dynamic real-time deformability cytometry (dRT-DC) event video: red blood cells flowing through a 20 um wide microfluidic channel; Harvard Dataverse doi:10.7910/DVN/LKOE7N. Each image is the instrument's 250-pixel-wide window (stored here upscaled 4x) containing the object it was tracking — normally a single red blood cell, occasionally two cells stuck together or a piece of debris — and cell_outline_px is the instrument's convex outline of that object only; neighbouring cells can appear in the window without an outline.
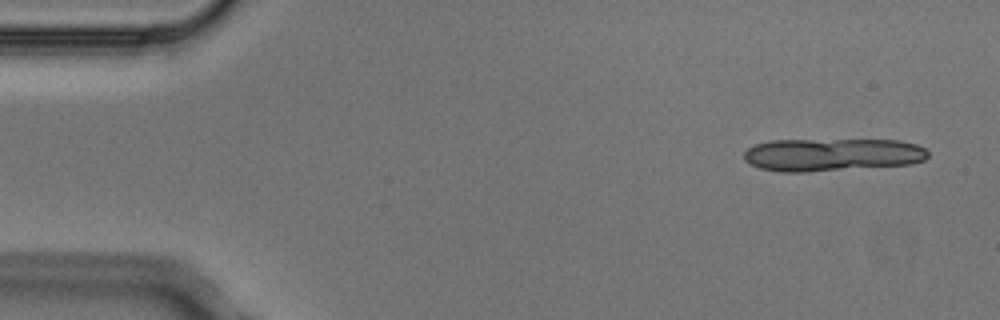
{"species": "Egyptian fruit bat (a non-hibernating species)", "species_latin": "Rousettus aegyptiacus", "temperature_condition": "cold", "stored_images_in_passage": 5, "segment_of_instrument_passage": [1, 2], "camera_frame_rate_fps": 3000, "um_per_image_px": 0.085, "animal": {"sex": "male"}, "frame": {"image": 1, "passage_image": 1, "time_ms": 0.0, "image_size_px": [1000, 320], "cell_outline_px": [[928, 156], [924, 160], [912, 164], [808, 172], [780, 172], [760, 168], [744, 160], [744, 152], [748, 148], [756, 144], [772, 140], [900, 140], [916, 144], [924, 148], [928, 152]], "centroid_in_image_um": [70.74, 13.15], "position_along_channel_um": 14.3, "area_um2": 35.32}}